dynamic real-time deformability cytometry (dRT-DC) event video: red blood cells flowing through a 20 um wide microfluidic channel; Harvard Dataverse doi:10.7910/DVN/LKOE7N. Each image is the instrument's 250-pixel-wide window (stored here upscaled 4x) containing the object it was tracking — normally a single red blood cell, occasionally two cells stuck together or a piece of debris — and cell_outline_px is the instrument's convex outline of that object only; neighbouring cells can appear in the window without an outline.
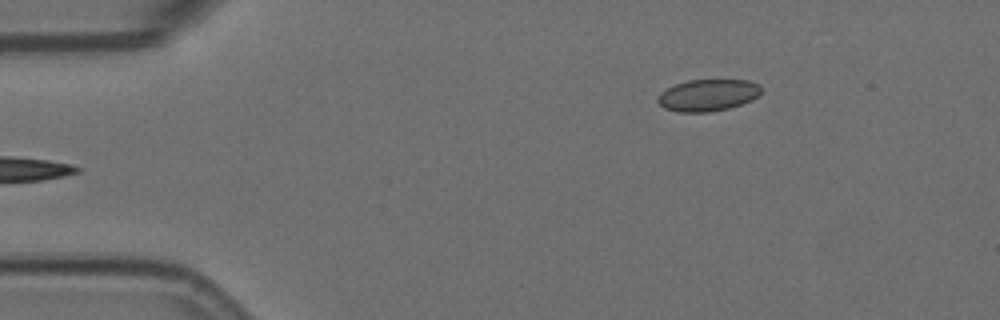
{"species": "Egyptian fruit bat (a non-hibernating species)", "species_latin": "Rousettus aegyptiacus", "temperature_condition": "room temperature", "stored_images_in_passage": 4, "camera_frame_rate_fps": 3000, "um_per_image_px": 0.085, "animal": {"sex": "female"}, "frame": {"image": 1, "passage_image": 4, "time_ms": 1.0, "image_size_px": [1000, 320], "cell_outline_px": [[760, 92], [752, 100], [728, 108], [708, 112], [680, 112], [664, 108], [656, 100], [656, 96], [660, 92], [676, 84], [688, 80], [748, 80], [760, 84]], "centroid_in_image_um": [60.14, 8.08], "position_along_channel_um": 24.9, "area_um2": 19.07}}